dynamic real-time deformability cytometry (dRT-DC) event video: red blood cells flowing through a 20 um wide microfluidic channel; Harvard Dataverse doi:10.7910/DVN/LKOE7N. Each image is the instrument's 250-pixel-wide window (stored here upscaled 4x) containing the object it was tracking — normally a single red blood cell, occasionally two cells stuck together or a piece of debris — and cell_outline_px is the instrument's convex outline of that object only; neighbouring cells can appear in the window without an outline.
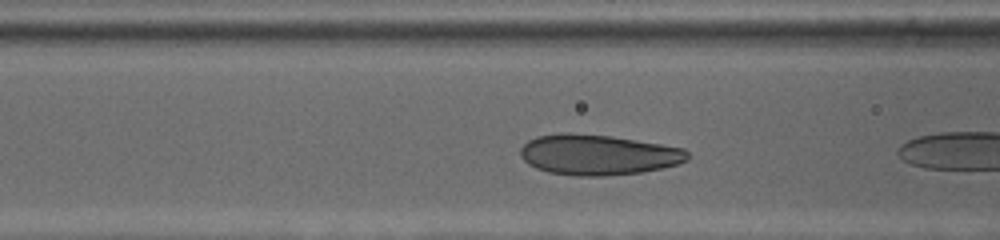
{"species": "human", "species_latin": "Homo sapiens", "temperature_condition": "cold", "stored_images_in_passage": 6, "camera_frame_rate_fps": 3000, "um_per_image_px": 0.085, "donor": {"sex": "female"}, "frame": {"image": 1, "passage_image": 5, "time_ms": 1.333, "image_size_px": [1000, 240], "cell_outline_px": [[688, 160], [664, 168], [644, 172], [604, 176], [576, 176], [548, 172], [536, 168], [528, 164], [520, 156], [520, 148], [528, 140], [536, 136], [560, 132], [568, 132], [612, 136], [684, 148], [688, 152]], "centroid_in_image_um": [50.81, 13.15], "position_along_channel_um": 115.8, "area_um2": 39.71}}